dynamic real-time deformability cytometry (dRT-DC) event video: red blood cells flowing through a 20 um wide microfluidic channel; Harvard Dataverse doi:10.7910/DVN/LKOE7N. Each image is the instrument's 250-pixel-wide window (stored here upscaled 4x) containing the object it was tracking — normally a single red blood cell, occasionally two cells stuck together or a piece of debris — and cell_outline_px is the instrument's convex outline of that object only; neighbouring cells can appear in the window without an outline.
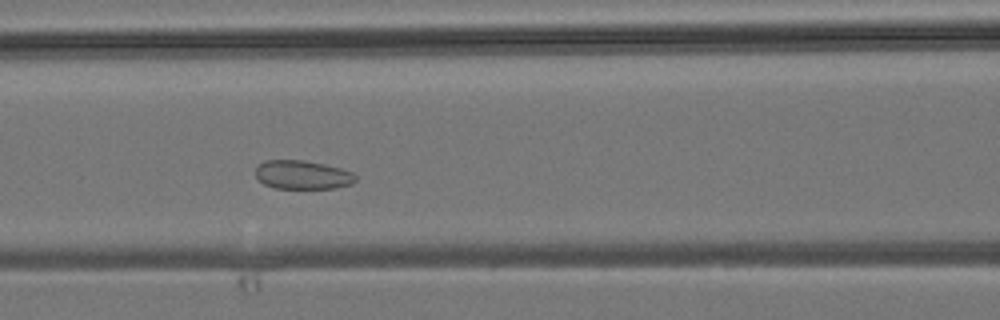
{"species": "common noctule bat (a hibernating species)", "species_latin": "Nyctalus noctula", "temperature_condition": "room temperature", "stored_images_in_passage": 39, "camera_frame_rate_fps": 3000, "um_per_image_px": 0.085, "animal": {"sex": "male", "body_mass_g": 19.2, "forearm_length_mm": 51.8}, "frame": {"image": 1, "passage_image": 13, "time_ms": 4.0, "image_size_px": [1000, 320], "cell_outline_px": [[356, 180], [352, 184], [336, 188], [276, 188], [264, 184], [256, 176], [256, 168], [264, 160], [304, 160], [324, 164], [340, 168], [352, 172], [356, 176]], "centroid_in_image_um": [25.73, 14.86], "position_along_channel_um": 140.9, "area_um2": 16.7}}
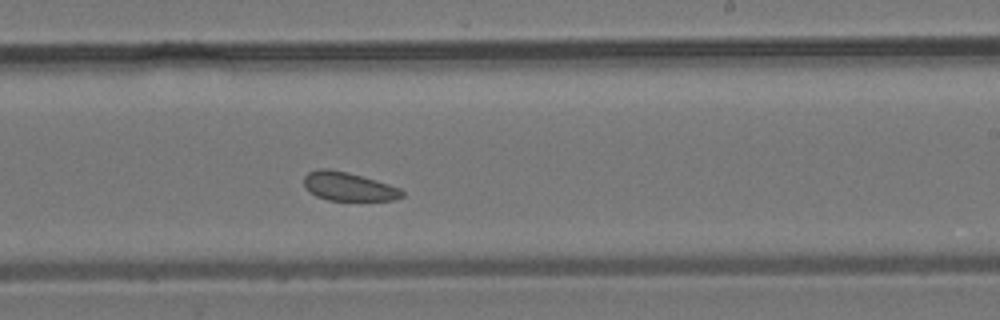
{"frame": {"image": 2, "passage_image": 21, "time_ms": 6.667, "image_size_px": [1000, 320], "cell_outline_px": [[404, 196], [396, 200], [328, 200], [316, 196], [308, 192], [304, 184], [304, 176], [308, 172], [320, 168], [328, 168], [348, 172], [376, 180], [400, 188], [404, 192]], "centroid_in_image_um": [29.61, 15.85], "position_along_channel_um": 259.4, "area_um2": 16.47}}
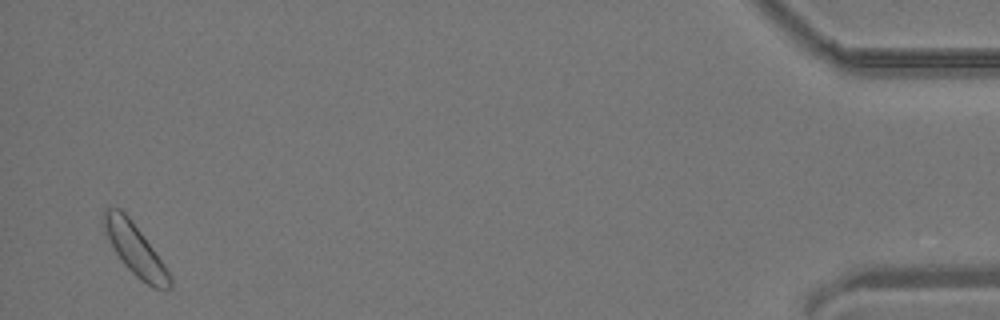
{"frame": {"image": 3, "passage_image": 38, "time_ms": 12.333, "image_size_px": [1000, 320], "cell_outline_px": [[172, 288], [152, 288], [140, 280], [124, 264], [116, 252], [104, 232], [100, 224], [104, 208], [108, 204], [120, 208], [128, 216], [164, 264], [172, 280]], "centroid_in_image_um": [11.41, 21.14], "position_along_channel_um": 423.8, "area_um2": 19.71}}